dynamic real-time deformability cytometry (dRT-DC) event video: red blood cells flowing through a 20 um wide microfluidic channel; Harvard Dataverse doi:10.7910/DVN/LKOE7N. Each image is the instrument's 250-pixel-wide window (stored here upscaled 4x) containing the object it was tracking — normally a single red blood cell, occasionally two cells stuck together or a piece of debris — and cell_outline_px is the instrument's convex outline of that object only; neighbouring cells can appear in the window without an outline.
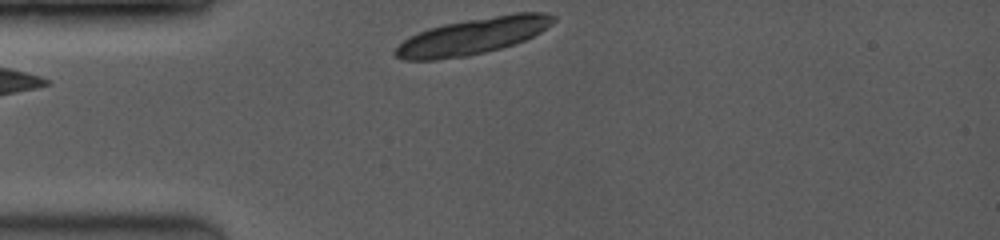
{"species": "common noctule bat (a hibernating species)", "species_latin": "Nyctalus noctula", "temperature_condition": "room temperature", "stored_images_in_passage": 3, "camera_frame_rate_fps": 3500, "um_per_image_px": 0.085, "animal": {"sex": "female", "body_mass_g": 19.0, "forearm_length_mm": 53.3}, "frame": {"image": 1, "passage_image": 1, "time_ms": 0.0, "image_size_px": [1000, 240], "cell_outline_px": [[556, 20], [552, 24], [540, 32], [524, 40], [500, 48], [468, 56], [436, 60], [404, 60], [396, 56], [392, 52], [404, 40], [428, 28], [444, 24], [516, 12], [544, 12], [556, 16]], "centroid_in_image_um": [40.2, 3.07], "position_along_channel_um": 44.8, "area_um2": 33.18}}